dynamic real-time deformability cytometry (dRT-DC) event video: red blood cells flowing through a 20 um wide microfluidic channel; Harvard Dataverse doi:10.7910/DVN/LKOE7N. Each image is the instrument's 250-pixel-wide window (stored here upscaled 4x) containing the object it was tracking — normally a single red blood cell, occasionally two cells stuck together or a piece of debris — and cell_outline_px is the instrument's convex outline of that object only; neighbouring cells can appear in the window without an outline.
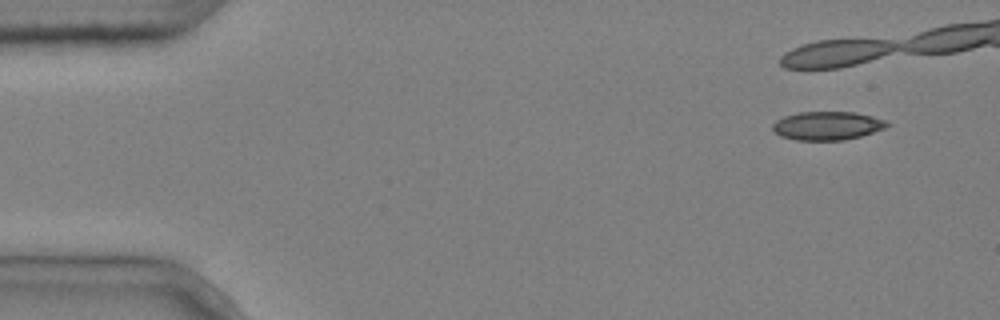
{"species": "common noctule bat (a hibernating species)", "species_latin": "Nyctalus noctula", "temperature_condition": "cold", "stored_images_in_passage": 5, "camera_frame_rate_fps": 3000, "um_per_image_px": 0.085, "animal": {"sex": "male", "body_mass_g": 20.4}, "frame": {"image": 1, "passage_image": 1, "time_ms": 0.0, "image_size_px": [1000, 320], "cell_outline_px": [[892, 124], [884, 128], [860, 136], [844, 140], [796, 140], [780, 136], [772, 128], [772, 124], [776, 120], [784, 116], [800, 112], [856, 112], [872, 116], [884, 120]], "centroid_in_image_um": [70.31, 10.68], "position_along_channel_um": 14.7, "area_um2": 18.96}}